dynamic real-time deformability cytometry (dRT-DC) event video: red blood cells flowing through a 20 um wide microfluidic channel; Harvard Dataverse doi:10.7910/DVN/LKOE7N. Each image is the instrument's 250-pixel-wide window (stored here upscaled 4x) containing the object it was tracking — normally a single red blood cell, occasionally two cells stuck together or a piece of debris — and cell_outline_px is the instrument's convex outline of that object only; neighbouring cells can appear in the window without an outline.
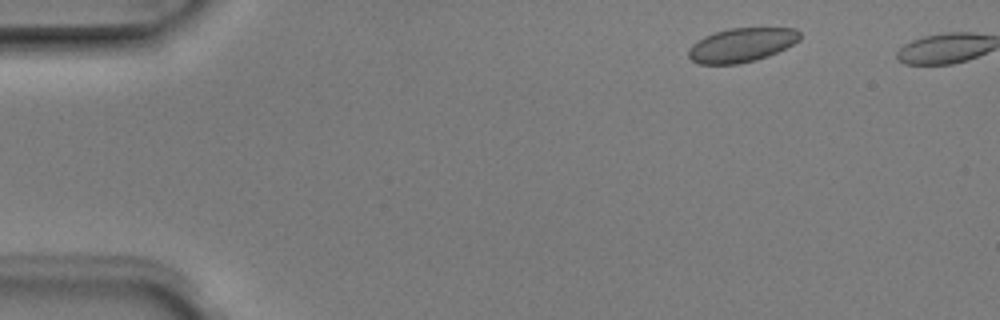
{"species": "Egyptian fruit bat (a non-hibernating species)", "species_latin": "Rousettus aegyptiacus", "temperature_condition": "room temperature", "stored_images_in_passage": 2, "camera_frame_rate_fps": 3000, "um_per_image_px": 0.085, "animal": {"sex": "male"}, "frame": {"image": 1, "passage_image": 1, "time_ms": 0.0, "image_size_px": [1000, 320], "cell_outline_px": [[800, 40], [768, 56], [756, 60], [736, 64], [700, 64], [692, 60], [688, 56], [688, 48], [692, 44], [704, 36], [728, 28], [796, 28], [800, 32]], "centroid_in_image_um": [63.02, 3.82], "position_along_channel_um": 22.0, "area_um2": 22.02}}